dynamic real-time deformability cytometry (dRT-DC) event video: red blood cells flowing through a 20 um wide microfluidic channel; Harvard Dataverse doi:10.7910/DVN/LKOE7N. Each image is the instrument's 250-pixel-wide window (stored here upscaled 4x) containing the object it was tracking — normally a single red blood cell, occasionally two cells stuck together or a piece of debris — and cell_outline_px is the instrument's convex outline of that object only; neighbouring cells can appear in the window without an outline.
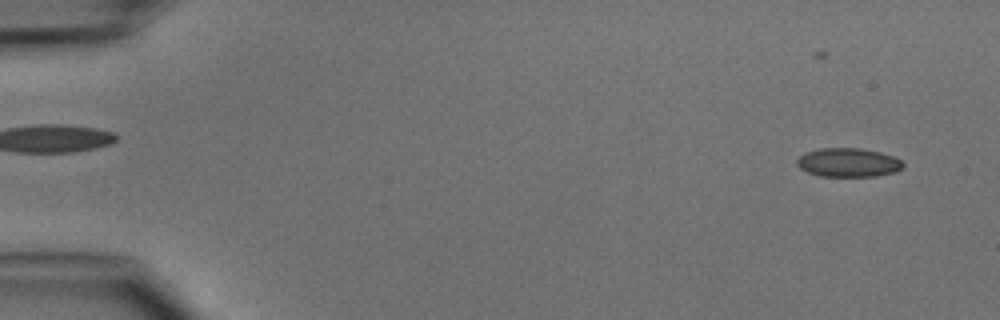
{"species": "common noctule bat (a hibernating species)", "species_latin": "Nyctalus noctula", "temperature_condition": "cold", "stored_images_in_passage": 47, "camera_frame_rate_fps": 3000, "um_per_image_px": 0.085, "animal": {"sex": "male", "body_mass_g": 15.6}, "frame": {"image": 1, "passage_image": 3, "time_ms": 0.667, "image_size_px": [1000, 320], "cell_outline_px": [[904, 168], [896, 172], [876, 176], [820, 176], [808, 172], [800, 168], [796, 164], [796, 160], [804, 152], [820, 148], [860, 148], [880, 152], [892, 156], [900, 160], [904, 164]], "centroid_in_image_um": [72.1, 13.81], "position_along_channel_um": 12.9, "area_um2": 17.92}}
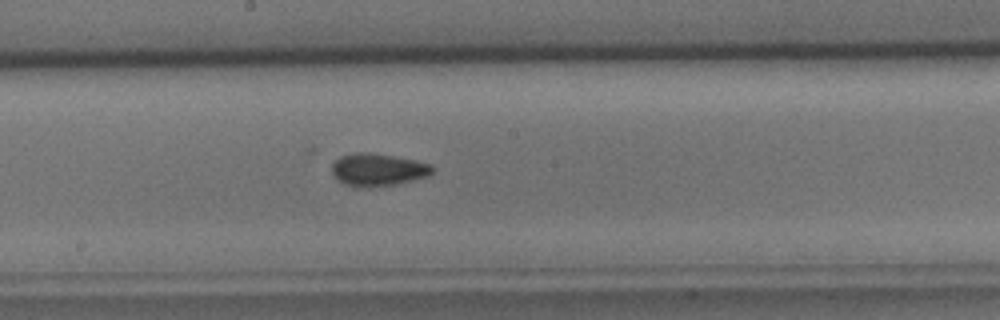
{"frame": {"image": 2, "passage_image": 26, "time_ms": 8.333, "image_size_px": [1000, 320], "cell_outline_px": [[436, 168], [428, 176], [396, 184], [356, 188], [344, 184], [332, 176], [332, 164], [340, 156], [356, 152], [364, 152], [392, 156], [416, 160], [432, 164]], "centroid_in_image_um": [32.11, 14.43], "position_along_channel_um": 216.1, "area_um2": 19.13}}
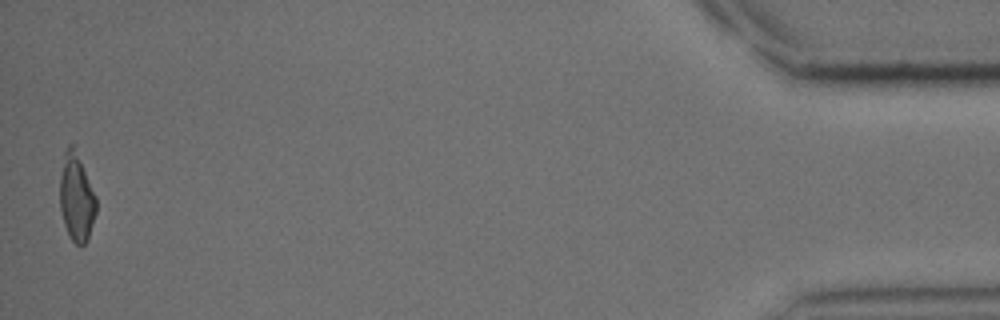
{"frame": {"image": 3, "passage_image": 47, "time_ms": 15.333, "image_size_px": [1000, 320], "cell_outline_px": [[96, 212], [88, 236], [84, 244], [80, 248], [68, 236], [64, 224], [60, 208], [60, 176], [64, 152], [68, 144], [72, 144], [96, 196]], "centroid_in_image_um": [6.48, 16.83], "position_along_channel_um": 428.7, "area_um2": 18.21}}